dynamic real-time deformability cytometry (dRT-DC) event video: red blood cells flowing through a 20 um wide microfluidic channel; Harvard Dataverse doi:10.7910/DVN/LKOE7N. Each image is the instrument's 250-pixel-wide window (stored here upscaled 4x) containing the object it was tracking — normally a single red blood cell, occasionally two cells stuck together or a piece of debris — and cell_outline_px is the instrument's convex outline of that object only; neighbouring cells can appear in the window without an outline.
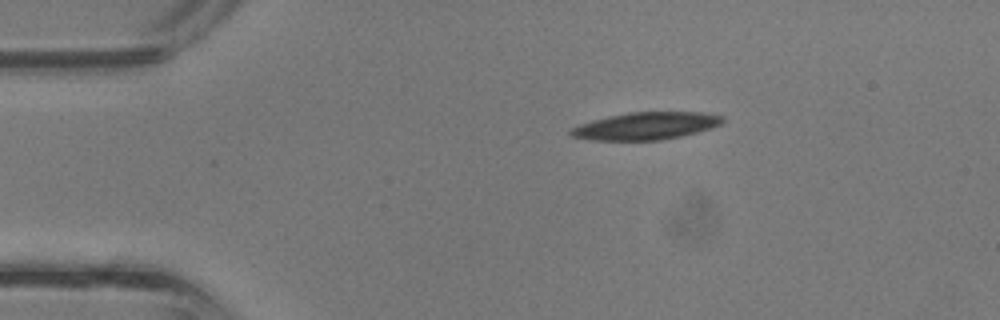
{"species": "common noctule bat (a hibernating species)", "species_latin": "Nyctalus noctula", "temperature_condition": "room temperature", "stored_images_in_passage": 33, "camera_frame_rate_fps": 3000, "um_per_image_px": 0.085, "animal": {"sex": "male", "body_mass_g": 13.3}, "frame": {"image": 1, "passage_image": 1, "time_ms": 0.0, "image_size_px": [1000, 320], "cell_outline_px": [[724, 120], [720, 124], [696, 132], [680, 136], [660, 140], [592, 140], [572, 136], [568, 132], [572, 128], [580, 124], [608, 116], [632, 112], [700, 112], [720, 116]], "centroid_in_image_um": [54.86, 10.7], "position_along_channel_um": 30.1, "area_um2": 23.76}}
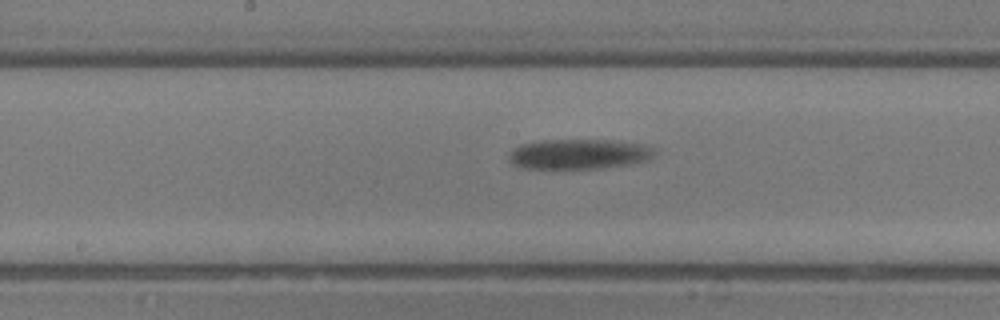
{"frame": {"image": 2, "passage_image": 14, "time_ms": 4.333, "image_size_px": [1000, 320], "cell_outline_px": [[656, 152], [648, 160], [636, 164], [600, 168], [524, 168], [512, 164], [508, 156], [520, 144], [540, 140], [612, 140], [640, 144], [652, 148]], "centroid_in_image_um": [49.23, 13.1], "position_along_channel_um": 199.0, "area_um2": 25.43}}
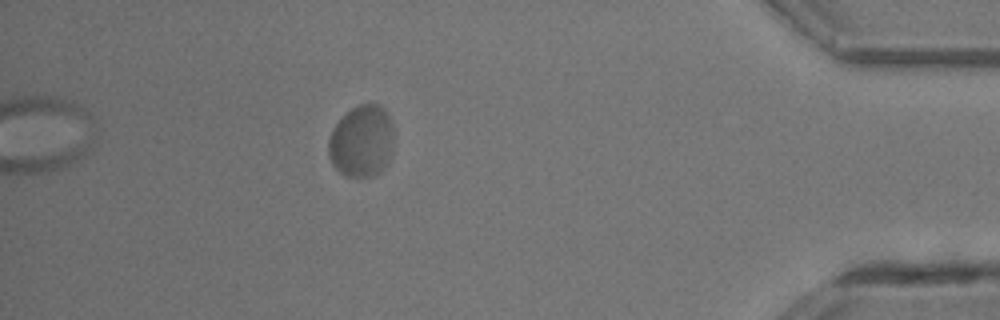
{"frame": {"image": 3, "passage_image": 29, "time_ms": 9.333, "image_size_px": [1000, 320], "cell_outline_px": [[392, 132], [388, 156], [384, 168], [372, 176], [348, 176], [340, 172], [332, 164], [328, 156], [328, 140], [332, 128], [352, 108], [360, 104], [380, 104], [384, 108], [388, 116]], "centroid_in_image_um": [30.68, 12.0], "position_along_channel_um": 404.5, "area_um2": 26.7}}